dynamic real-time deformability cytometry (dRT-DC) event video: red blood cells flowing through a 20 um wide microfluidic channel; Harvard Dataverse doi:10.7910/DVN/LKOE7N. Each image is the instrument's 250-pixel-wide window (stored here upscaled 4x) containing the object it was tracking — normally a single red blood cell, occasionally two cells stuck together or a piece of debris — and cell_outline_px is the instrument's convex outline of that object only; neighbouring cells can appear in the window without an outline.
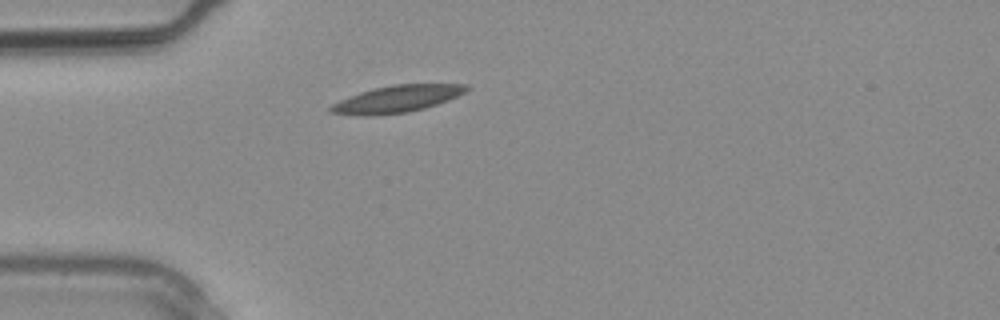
{"species": "common noctule bat (a hibernating species)", "species_latin": "Nyctalus noctula", "temperature_condition": "warm", "stored_images_in_passage": 1, "camera_frame_rate_fps": 3000, "um_per_image_px": 0.085, "animal": {"sex": "male", "body_mass_g": 20.4}, "frame": {"image": 1, "passage_image": 1, "time_ms": 0.0, "image_size_px": [1000, 320], "cell_outline_px": [[472, 88], [448, 100], [424, 108], [408, 112], [372, 116], [360, 116], [328, 112], [328, 108], [332, 104], [348, 96], [360, 92], [392, 84], [468, 84]], "centroid_in_image_um": [33.71, 8.41], "position_along_channel_um": 51.3, "area_um2": 21.39}}